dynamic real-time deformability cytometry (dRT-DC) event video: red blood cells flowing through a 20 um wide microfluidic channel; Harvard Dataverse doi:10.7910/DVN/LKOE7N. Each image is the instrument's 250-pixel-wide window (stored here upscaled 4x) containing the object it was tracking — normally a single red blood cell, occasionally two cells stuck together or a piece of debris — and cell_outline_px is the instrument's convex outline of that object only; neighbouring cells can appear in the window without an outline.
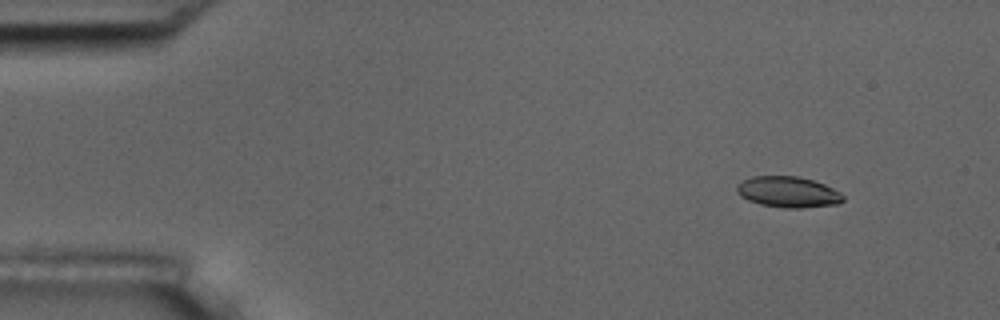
{"species": "common noctule bat (a hibernating species)", "species_latin": "Nyctalus noctula", "temperature_condition": "room temperature", "stored_images_in_passage": 4, "camera_frame_rate_fps": 3000, "um_per_image_px": 0.085, "animal": {"sex": "male", "body_mass_g": 17.5, "forearm_length_mm": 52.3}, "frame": {"image": 1, "passage_image": 1, "time_ms": 0.0, "image_size_px": [1000, 320], "cell_outline_px": [[844, 200], [840, 204], [800, 208], [784, 208], [760, 204], [748, 200], [740, 196], [736, 192], [736, 188], [744, 180], [752, 176], [796, 176], [812, 180], [824, 184], [840, 192], [844, 196]], "centroid_in_image_um": [67.0, 16.33], "position_along_channel_um": 18.0, "area_um2": 19.13}}